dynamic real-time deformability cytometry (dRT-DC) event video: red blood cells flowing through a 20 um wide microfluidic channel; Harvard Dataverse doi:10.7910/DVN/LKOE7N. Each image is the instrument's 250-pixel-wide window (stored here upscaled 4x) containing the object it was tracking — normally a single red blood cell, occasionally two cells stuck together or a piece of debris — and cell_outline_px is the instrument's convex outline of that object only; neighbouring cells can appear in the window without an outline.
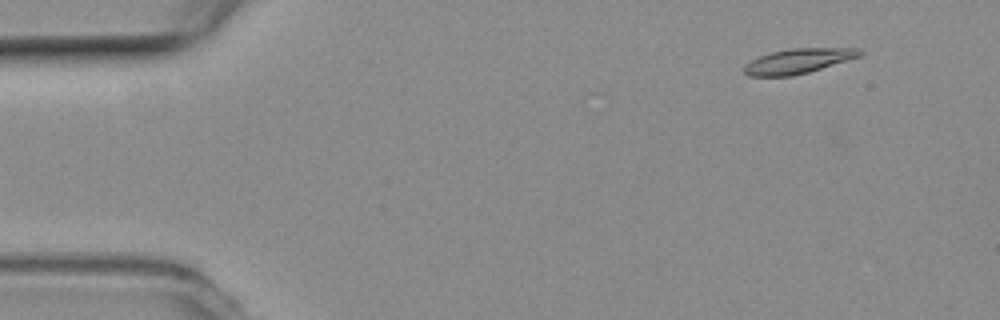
{"species": "common noctule bat (a hibernating species)", "species_latin": "Nyctalus noctula", "temperature_condition": "room temperature", "stored_images_in_passage": 9, "camera_frame_rate_fps": 3000, "um_per_image_px": 0.085, "animal": {"sex": "female", "body_mass_g": 19.3, "forearm_length_mm": 54.1}, "frame": {"image": 1, "passage_image": 5, "time_ms": 1.333, "image_size_px": [1000, 320], "cell_outline_px": [[864, 52], [860, 56], [808, 72], [792, 76], [748, 76], [744, 72], [744, 64], [760, 56], [772, 52], [788, 48], [860, 48]], "centroid_in_image_um": [67.84, 5.18], "position_along_channel_um": 17.2, "area_um2": 16.65}}